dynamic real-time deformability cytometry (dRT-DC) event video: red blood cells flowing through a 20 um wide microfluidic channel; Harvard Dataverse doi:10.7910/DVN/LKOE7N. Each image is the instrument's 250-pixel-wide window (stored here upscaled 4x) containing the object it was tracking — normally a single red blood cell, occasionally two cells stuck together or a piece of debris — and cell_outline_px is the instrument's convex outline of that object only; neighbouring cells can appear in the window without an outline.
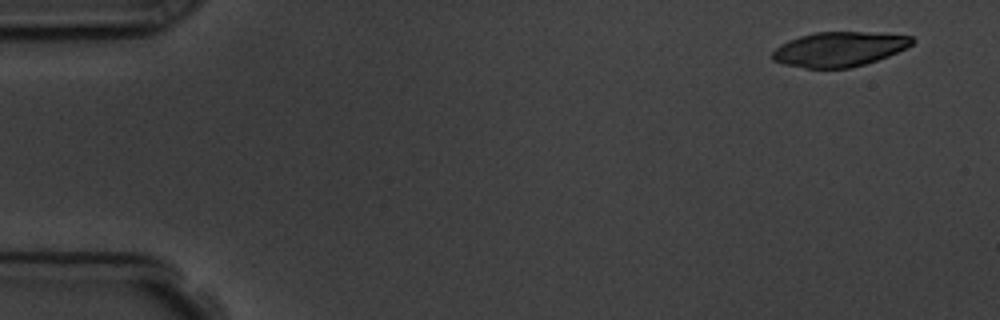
{"species": "common noctule bat (a hibernating species)", "species_latin": "Nyctalus noctula", "temperature_condition": "room temperature", "stored_images_in_passage": 4, "camera_frame_rate_fps": 3000, "um_per_image_px": 0.085, "animal": {"sex": "male", "body_mass_g": 19.5, "forearm_length_mm": 54.6}, "frame": {"image": 1, "passage_image": 1, "time_ms": 0.0, "image_size_px": [1000, 320], "cell_outline_px": [[916, 40], [912, 44], [888, 56], [864, 64], [848, 68], [804, 68], [784, 64], [772, 60], [772, 52], [780, 44], [788, 40], [800, 36], [816, 32], [864, 32], [912, 36]], "centroid_in_image_um": [71.29, 4.18], "position_along_channel_um": 13.7, "area_um2": 28.03}}